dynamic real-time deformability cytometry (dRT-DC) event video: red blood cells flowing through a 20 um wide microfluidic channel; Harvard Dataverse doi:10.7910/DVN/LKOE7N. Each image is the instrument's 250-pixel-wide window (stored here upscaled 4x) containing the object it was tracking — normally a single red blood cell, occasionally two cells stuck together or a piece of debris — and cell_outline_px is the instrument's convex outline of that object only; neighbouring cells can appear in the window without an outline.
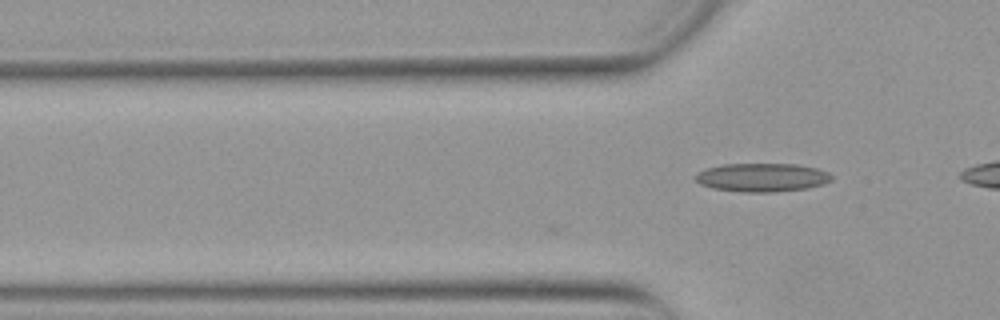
{"species": "Egyptian fruit bat (a non-hibernating species)", "species_latin": "Rousettus aegyptiacus", "temperature_condition": "warm", "stored_images_in_passage": 5, "camera_frame_rate_fps": 3000, "um_per_image_px": 0.085, "animal": {"sex": "female"}, "frame": {"image": 1, "passage_image": 5, "time_ms": 1.333, "image_size_px": [1000, 320], "cell_outline_px": [[832, 180], [824, 184], [808, 188], [776, 192], [740, 192], [712, 188], [700, 184], [696, 180], [696, 172], [708, 168], [724, 164], [796, 164], [816, 168], [828, 172], [832, 176]], "centroid_in_image_um": [64.79, 15.09], "position_along_channel_um": 61.0, "area_um2": 22.72}}